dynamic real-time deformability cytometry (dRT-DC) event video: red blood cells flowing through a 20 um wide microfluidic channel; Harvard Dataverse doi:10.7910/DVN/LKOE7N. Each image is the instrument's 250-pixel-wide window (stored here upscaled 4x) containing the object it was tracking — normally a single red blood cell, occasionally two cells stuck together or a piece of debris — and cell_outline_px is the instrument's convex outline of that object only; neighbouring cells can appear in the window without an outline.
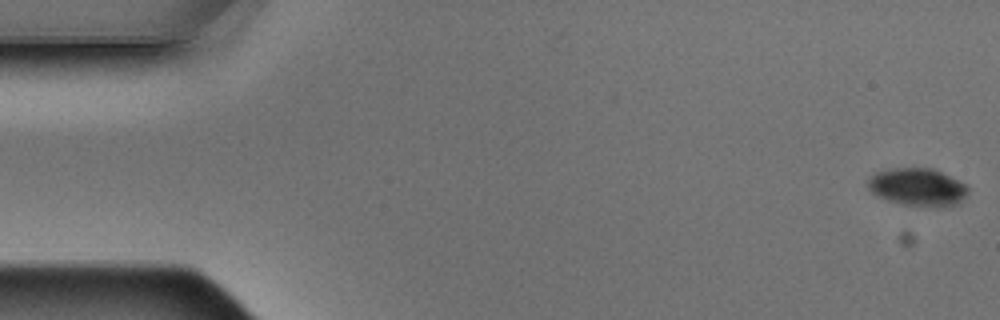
{"species": "Egyptian fruit bat (a non-hibernating species)", "species_latin": "Rousettus aegyptiacus", "temperature_condition": "warm", "stored_images_in_passage": 10, "camera_frame_rate_fps": 3000, "um_per_image_px": 0.085, "animal": {"sex": "male"}, "frame": {"image": 1, "passage_image": 1, "time_ms": 0.0, "image_size_px": [1000, 320], "cell_outline_px": [[968, 192], [960, 204], [904, 204], [888, 200], [872, 192], [868, 188], [868, 180], [876, 172], [896, 168], [932, 168], [960, 180], [968, 184]], "centroid_in_image_um": [78.03, 15.85], "position_along_channel_um": 7.0, "area_um2": 21.33}}
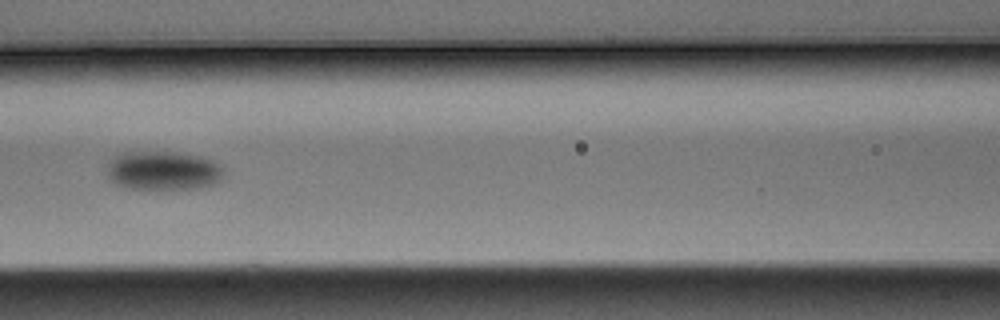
{"frame": {"image": 2, "passage_image": 7, "time_ms": 2.0, "image_size_px": [1000, 320], "cell_outline_px": [[224, 172], [220, 180], [216, 184], [200, 188], [128, 188], [116, 184], [108, 176], [108, 160], [112, 156], [120, 152], [176, 152], [200, 156], [224, 164]], "centroid_in_image_um": [13.9, 14.48], "position_along_channel_um": 152.7, "area_um2": 26.76}}
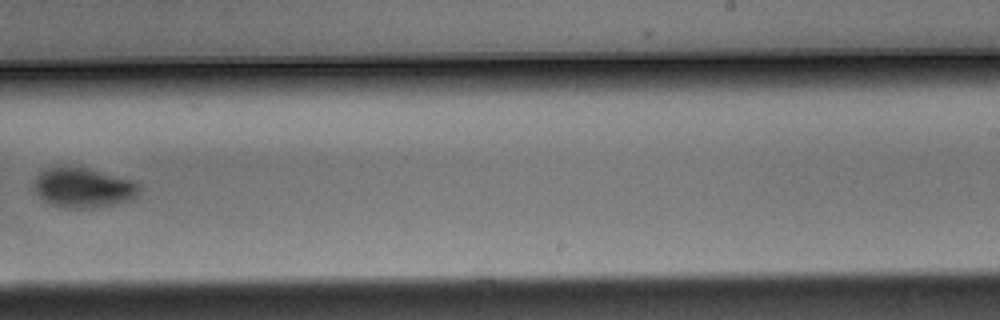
{"frame": {"image": 3, "passage_image": 10, "time_ms": 3.0, "image_size_px": [1000, 320], "cell_outline_px": [[140, 192], [132, 200], [92, 208], [64, 208], [52, 204], [44, 200], [36, 192], [32, 184], [36, 176], [40, 172], [48, 168], [84, 168], [132, 180], [140, 184]], "centroid_in_image_um": [7.09, 15.98], "position_along_channel_um": 281.9, "area_um2": 24.04}}